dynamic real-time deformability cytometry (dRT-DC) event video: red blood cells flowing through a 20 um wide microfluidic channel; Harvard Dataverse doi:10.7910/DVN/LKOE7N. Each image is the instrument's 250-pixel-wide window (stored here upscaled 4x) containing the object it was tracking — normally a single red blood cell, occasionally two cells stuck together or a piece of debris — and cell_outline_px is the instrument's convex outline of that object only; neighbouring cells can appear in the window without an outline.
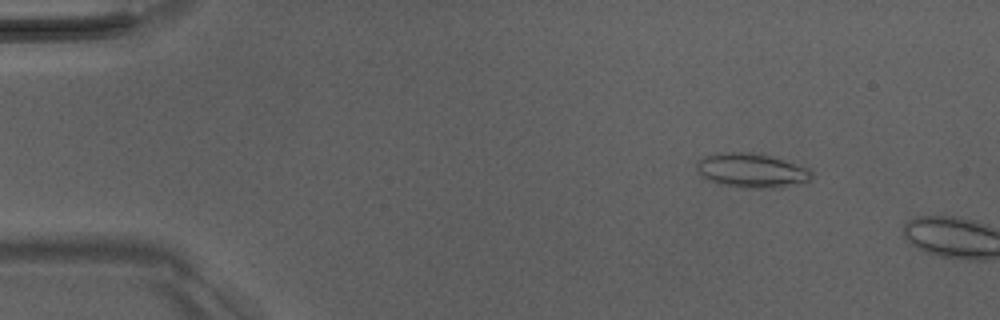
{"species": "Egyptian fruit bat (a non-hibernating species)", "species_latin": "Rousettus aegyptiacus", "temperature_condition": "room temperature", "stored_images_in_passage": 15, "camera_frame_rate_fps": 3000, "um_per_image_px": 0.085, "animal": {"sex": "male"}, "frame": {"image": 1, "passage_image": 7, "time_ms": 2.0, "image_size_px": [1000, 320], "cell_outline_px": [[812, 176], [808, 180], [768, 188], [752, 188], [720, 184], [708, 180], [700, 176], [696, 168], [696, 160], [704, 156], [716, 152], [748, 152], [768, 156], [808, 168], [812, 172]], "centroid_in_image_um": [63.75, 14.47], "position_along_channel_um": 21.3, "area_um2": 22.48}}